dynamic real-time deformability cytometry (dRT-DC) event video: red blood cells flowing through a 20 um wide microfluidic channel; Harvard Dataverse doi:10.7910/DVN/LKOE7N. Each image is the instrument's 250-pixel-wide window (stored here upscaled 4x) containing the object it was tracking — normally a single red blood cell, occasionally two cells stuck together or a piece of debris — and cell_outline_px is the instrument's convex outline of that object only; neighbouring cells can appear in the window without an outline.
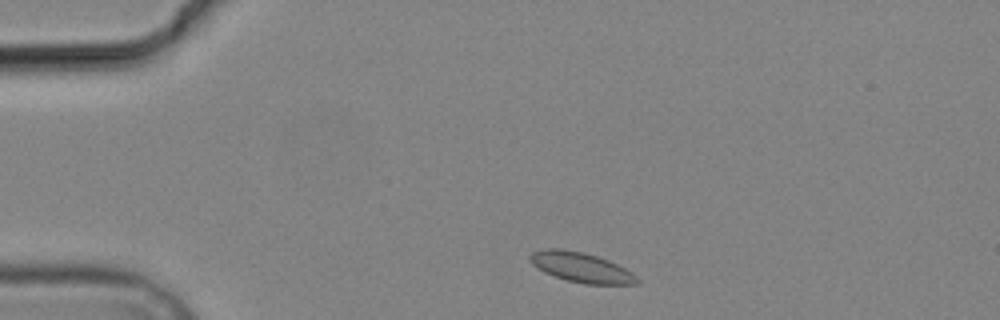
{"species": "common noctule bat (a hibernating species)", "species_latin": "Nyctalus noctula", "temperature_condition": "cold", "stored_images_in_passage": 4, "camera_frame_rate_fps": 3000, "um_per_image_px": 0.085, "animal": {"sex": "male", "body_mass_g": 19.2, "forearm_length_mm": 51.8}, "frame": {"image": 1, "passage_image": 1, "time_ms": 0.0, "image_size_px": [1000, 320], "cell_outline_px": [[640, 284], [584, 284], [568, 280], [544, 272], [532, 264], [528, 260], [528, 256], [532, 252], [544, 248], [560, 248], [584, 252], [608, 260], [632, 272], [640, 280]], "centroid_in_image_um": [49.38, 22.71], "position_along_channel_um": 35.6, "area_um2": 18.67}}
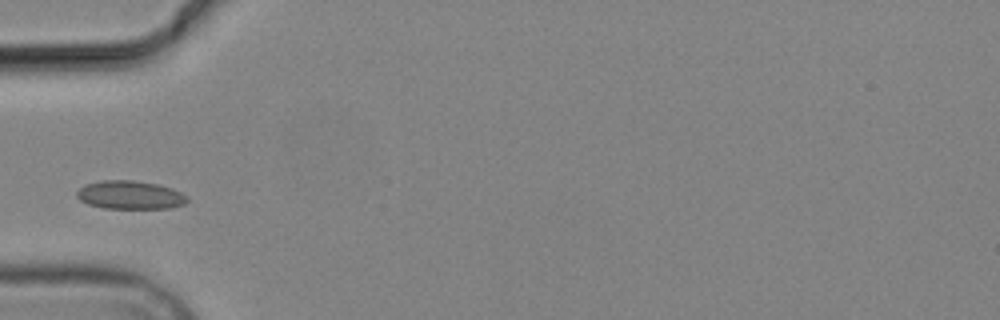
{"frame": {"image": 2, "passage_image": 3, "time_ms": 2.333, "image_size_px": [1000, 320], "cell_outline_px": [[188, 200], [184, 204], [168, 208], [104, 208], [88, 204], [80, 200], [76, 196], [76, 192], [84, 184], [100, 180], [132, 180], [156, 184], [172, 188], [180, 192]], "centroid_in_image_um": [11.0, 16.56], "position_along_channel_um": 74.0, "area_um2": 18.15}}
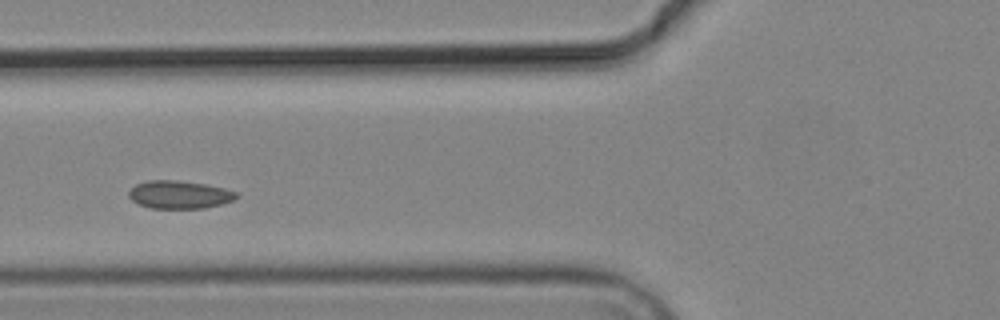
{"frame": {"image": 3, "passage_image": 4, "time_ms": 3.333, "image_size_px": [1000, 320], "cell_outline_px": [[240, 196], [236, 200], [204, 208], [148, 208], [132, 200], [128, 196], [128, 192], [136, 184], [148, 180], [176, 180], [204, 184], [224, 188], [236, 192]], "centroid_in_image_um": [15.26, 16.54], "position_along_channel_um": 110.5, "area_um2": 17.51}}